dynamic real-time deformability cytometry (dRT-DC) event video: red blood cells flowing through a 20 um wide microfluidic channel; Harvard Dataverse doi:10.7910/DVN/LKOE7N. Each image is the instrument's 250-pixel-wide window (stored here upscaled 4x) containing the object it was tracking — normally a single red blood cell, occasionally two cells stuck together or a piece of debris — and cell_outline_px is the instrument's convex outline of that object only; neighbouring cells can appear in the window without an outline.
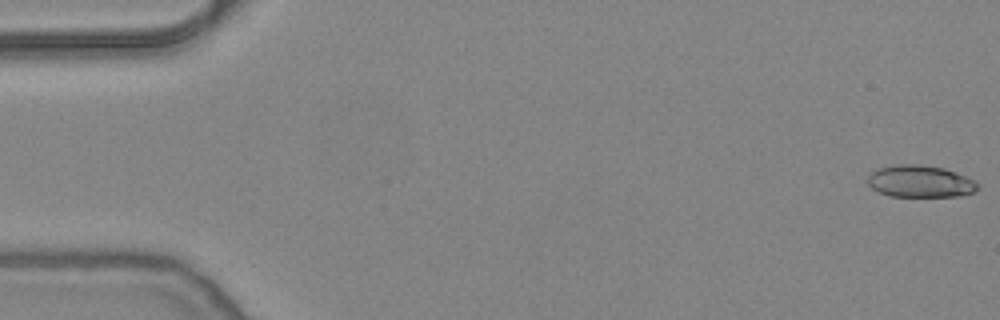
{"species": "common noctule bat (a hibernating species)", "species_latin": "Nyctalus noctula", "temperature_condition": "warm", "stored_images_in_passage": 53, "camera_frame_rate_fps": 3000, "um_per_image_px": 0.085, "animal": {"sex": "female", "body_mass_g": 24.6, "forearm_length_mm": 56.2}, "frame": {"image": 1, "passage_image": 1, "time_ms": 0.0, "image_size_px": [1000, 320], "cell_outline_px": [[980, 188], [972, 192], [960, 196], [888, 196], [872, 188], [868, 184], [868, 176], [872, 172], [880, 168], [896, 164], [920, 164], [944, 168], [976, 180], [980, 184]], "centroid_in_image_um": [78.25, 15.41], "position_along_channel_um": 6.7, "area_um2": 20.58}}
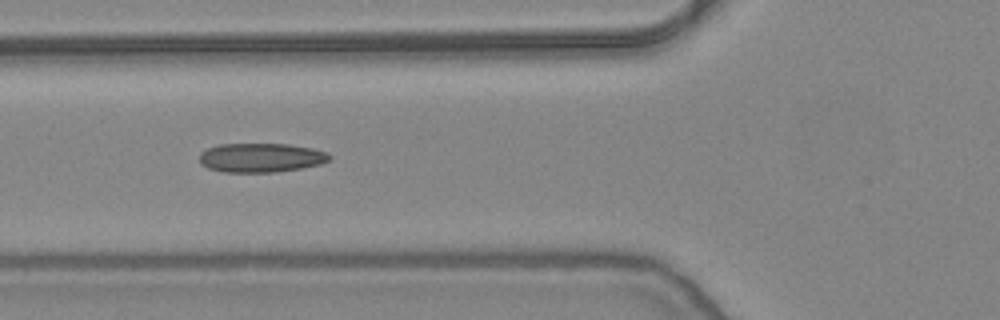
{"frame": {"image": 2, "passage_image": 20, "time_ms": 6.333, "image_size_px": [1000, 320], "cell_outline_px": [[332, 156], [328, 160], [320, 164], [300, 168], [276, 172], [224, 172], [208, 168], [200, 164], [200, 152], [208, 148], [220, 144], [288, 144], [312, 148], [328, 152]], "centroid_in_image_um": [22.18, 13.4], "position_along_channel_um": 103.6, "area_um2": 22.08}}
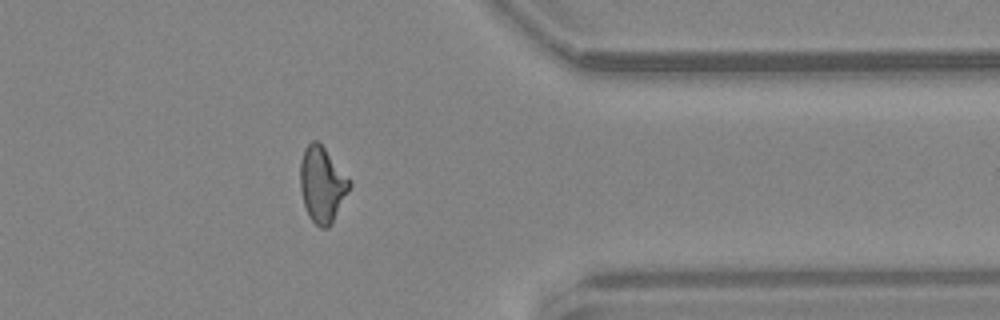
{"frame": {"image": 3, "passage_image": 43, "time_ms": 14.0, "image_size_px": [1000, 320], "cell_outline_px": [[352, 184], [332, 224], [328, 228], [320, 228], [308, 216], [304, 204], [300, 188], [300, 160], [304, 148], [312, 140], [316, 140], [324, 148], [352, 180]], "centroid_in_image_um": [27.39, 15.69], "position_along_channel_um": 384.0, "area_um2": 21.85}, "authors_computed_cell_mechanics": {"area_um2": 21.2704, "velocity_mm_per_s": 3.8591, "shape_relaxation_time_tau1_ms": null, "shape_relaxation_time_tau2_ms": 2.5058, "deformation_change_tau1": null, "deformation_change_tau2": 0.0913}}